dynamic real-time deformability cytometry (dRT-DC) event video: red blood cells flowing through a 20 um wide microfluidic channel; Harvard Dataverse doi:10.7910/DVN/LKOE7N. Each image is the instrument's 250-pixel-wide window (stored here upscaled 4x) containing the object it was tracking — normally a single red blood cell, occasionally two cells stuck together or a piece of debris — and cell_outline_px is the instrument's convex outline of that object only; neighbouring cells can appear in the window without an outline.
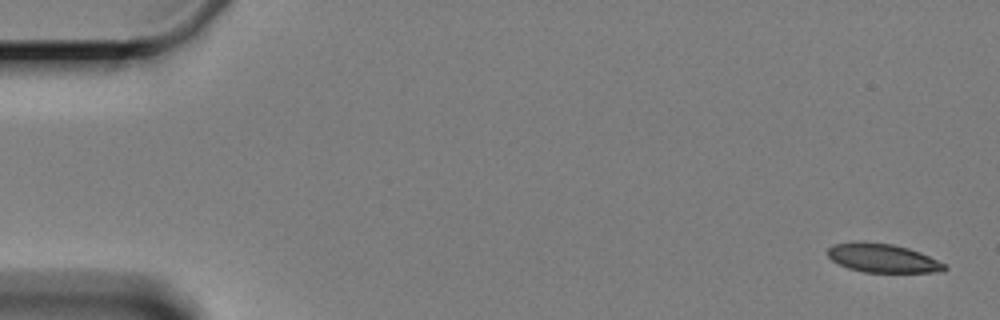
{"species": "Egyptian fruit bat (a non-hibernating species)", "species_latin": "Rousettus aegyptiacus", "temperature_condition": "cold", "stored_images_in_passage": 7, "camera_frame_rate_fps": 3000, "um_per_image_px": 0.085, "animal": {"sex": "female"}, "frame": {"image": 1, "passage_image": 1, "time_ms": 0.0, "image_size_px": [1000, 320], "cell_outline_px": [[948, 268], [944, 272], [864, 272], [848, 268], [832, 260], [828, 256], [828, 248], [832, 244], [856, 240], [864, 240], [892, 244], [908, 248], [920, 252], [944, 264]], "centroid_in_image_um": [74.99, 21.92], "position_along_channel_um": 10.0, "area_um2": 19.77}}
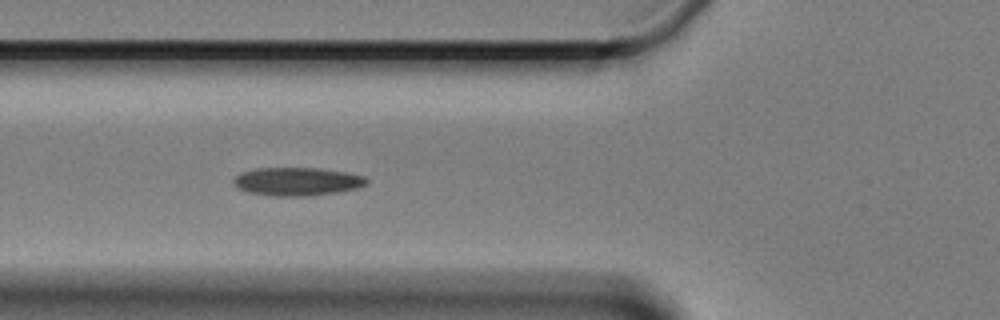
{"frame": {"image": 2, "passage_image": 7, "time_ms": 6.667, "image_size_px": [1000, 320], "cell_outline_px": [[368, 184], [356, 188], [336, 192], [308, 196], [272, 196], [248, 192], [236, 188], [232, 180], [240, 172], [256, 168], [320, 168], [348, 172], [364, 176], [368, 180]], "centroid_in_image_um": [25.24, 15.42], "position_along_channel_um": 100.6, "area_um2": 22.08}}